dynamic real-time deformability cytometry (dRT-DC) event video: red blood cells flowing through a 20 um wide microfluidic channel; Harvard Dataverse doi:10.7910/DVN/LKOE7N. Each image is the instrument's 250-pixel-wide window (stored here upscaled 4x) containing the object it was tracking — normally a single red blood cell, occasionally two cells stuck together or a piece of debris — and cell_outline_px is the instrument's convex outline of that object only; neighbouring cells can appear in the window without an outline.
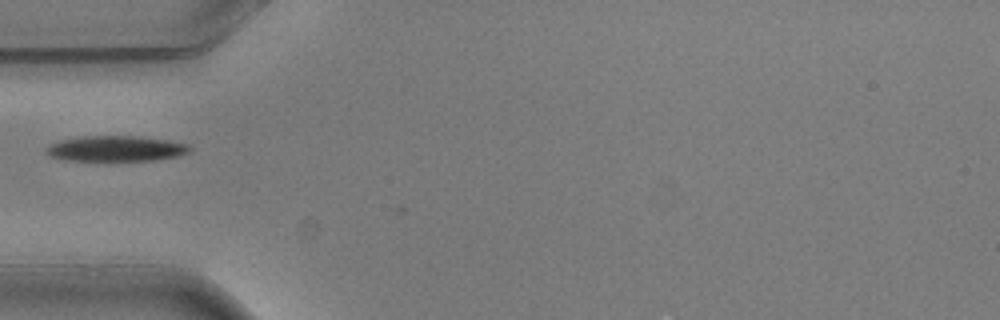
{"species": "common noctule bat (a hibernating species)", "species_latin": "Nyctalus noctula", "temperature_condition": "warm", "stored_images_in_passage": 3, "camera_frame_rate_fps": 3000, "um_per_image_px": 0.085, "animal": {"sex": "male", "body_mass_g": 20.5, "forearm_length_mm": 52.5}, "frame": {"image": 1, "passage_image": 3, "time_ms": 0.667, "image_size_px": [1000, 320], "cell_outline_px": [[192, 152], [180, 156], [152, 160], [108, 164], [64, 160], [48, 156], [44, 152], [44, 148], [60, 140], [80, 136], [140, 136], [168, 140], [192, 144]], "centroid_in_image_um": [9.85, 12.68], "position_along_channel_um": 75.1, "area_um2": 22.95}}